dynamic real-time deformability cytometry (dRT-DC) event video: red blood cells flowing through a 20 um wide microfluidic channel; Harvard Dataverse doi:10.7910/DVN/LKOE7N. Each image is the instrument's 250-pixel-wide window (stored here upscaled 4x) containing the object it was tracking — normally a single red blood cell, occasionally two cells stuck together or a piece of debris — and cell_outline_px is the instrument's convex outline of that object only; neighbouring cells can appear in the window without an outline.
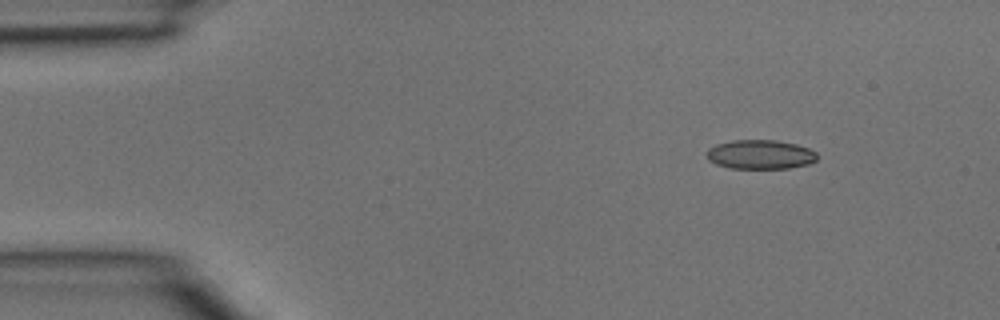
{"species": "common noctule bat (a hibernating species)", "species_latin": "Nyctalus noctula", "temperature_condition": "room temperature", "stored_images_in_passage": 4, "camera_frame_rate_fps": 3000, "um_per_image_px": 0.085, "animal": {"sex": "male", "body_mass_g": 15.6}, "frame": {"image": 1, "passage_image": 2, "time_ms": 0.333, "image_size_px": [1000, 320], "cell_outline_px": [[816, 160], [808, 164], [788, 168], [732, 168], [716, 164], [708, 160], [708, 148], [716, 144], [732, 140], [776, 140], [796, 144], [808, 148], [816, 152]], "centroid_in_image_um": [64.62, 13.12], "position_along_channel_um": 20.4, "area_um2": 18.67}}
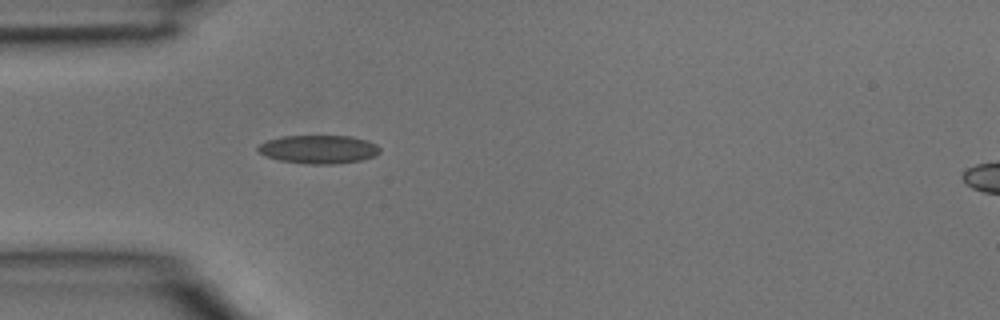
{"frame": {"image": 2, "passage_image": 4, "time_ms": 1.0, "image_size_px": [1000, 320], "cell_outline_px": [[380, 152], [376, 156], [360, 160], [332, 164], [312, 164], [280, 160], [268, 156], [260, 152], [256, 148], [260, 144], [268, 140], [284, 136], [348, 136], [368, 140], [376, 144], [380, 148]], "centroid_in_image_um": [27.13, 12.68], "position_along_channel_um": 57.9, "area_um2": 19.94}}